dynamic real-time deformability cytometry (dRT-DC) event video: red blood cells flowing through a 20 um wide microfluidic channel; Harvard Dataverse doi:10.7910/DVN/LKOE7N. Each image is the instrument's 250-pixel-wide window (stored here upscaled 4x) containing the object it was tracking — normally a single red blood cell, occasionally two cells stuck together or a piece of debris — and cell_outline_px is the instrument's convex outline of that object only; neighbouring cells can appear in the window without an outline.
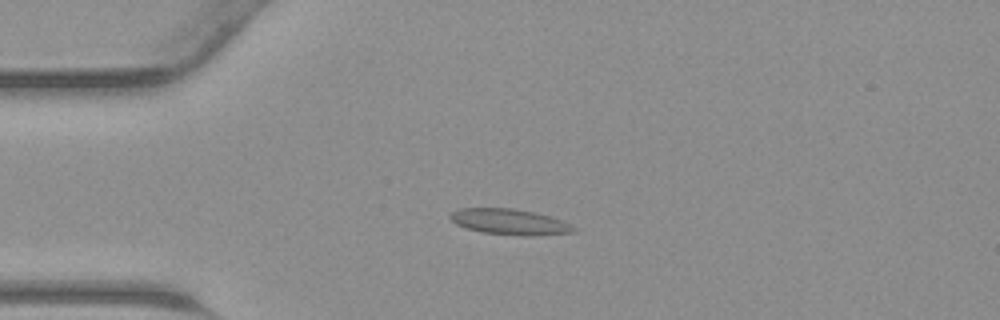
{"species": "common noctule bat (a hibernating species)", "species_latin": "Nyctalus noctula", "temperature_condition": "warm", "stored_images_in_passage": 41, "camera_frame_rate_fps": 3000, "um_per_image_px": 0.085, "animal": {"sex": "male", "body_mass_g": 23.1, "forearm_length_mm": 52.7}, "frame": {"image": 1, "passage_image": 7, "time_ms": 2.0, "image_size_px": [1000, 320], "cell_outline_px": [[576, 232], [532, 236], [524, 236], [484, 232], [468, 228], [456, 224], [448, 216], [452, 212], [460, 208], [512, 208], [536, 212], [552, 216], [576, 228]], "centroid_in_image_um": [43.34, 18.85], "position_along_channel_um": 41.7, "area_um2": 18.44}}
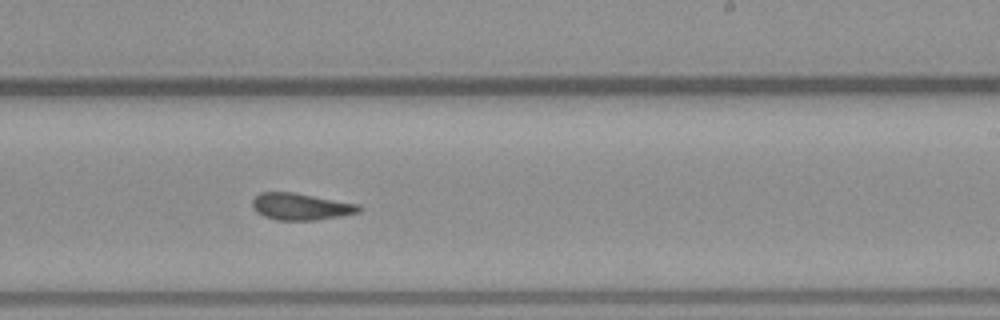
{"frame": {"image": 2, "passage_image": 23, "time_ms": 7.333, "image_size_px": [1000, 320], "cell_outline_px": [[364, 208], [360, 212], [340, 216], [316, 220], [276, 220], [264, 216], [256, 212], [252, 208], [252, 200], [260, 192], [292, 192], [360, 204]], "centroid_in_image_um": [25.58, 17.56], "position_along_channel_um": 263.4, "area_um2": 16.76}}
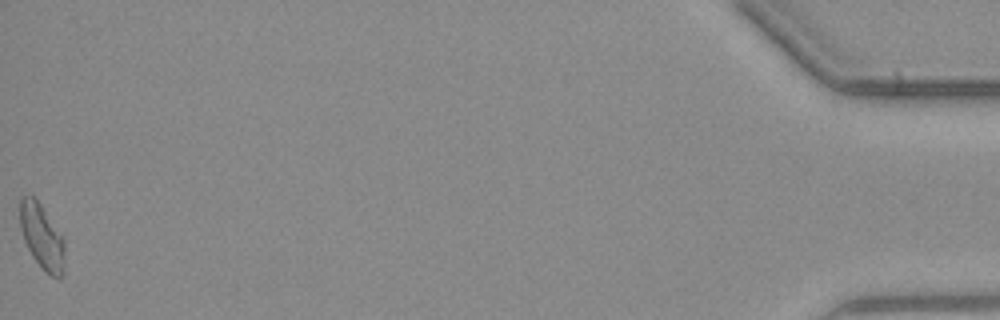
{"frame": {"image": 3, "passage_image": 41, "time_ms": 13.333, "image_size_px": [1000, 320], "cell_outline_px": [[64, 272], [60, 276], [52, 276], [44, 272], [32, 256], [24, 240], [20, 228], [20, 200], [24, 196], [36, 196], [64, 236]], "centroid_in_image_um": [3.58, 20.08], "position_along_channel_um": 431.6, "area_um2": 17.28}}